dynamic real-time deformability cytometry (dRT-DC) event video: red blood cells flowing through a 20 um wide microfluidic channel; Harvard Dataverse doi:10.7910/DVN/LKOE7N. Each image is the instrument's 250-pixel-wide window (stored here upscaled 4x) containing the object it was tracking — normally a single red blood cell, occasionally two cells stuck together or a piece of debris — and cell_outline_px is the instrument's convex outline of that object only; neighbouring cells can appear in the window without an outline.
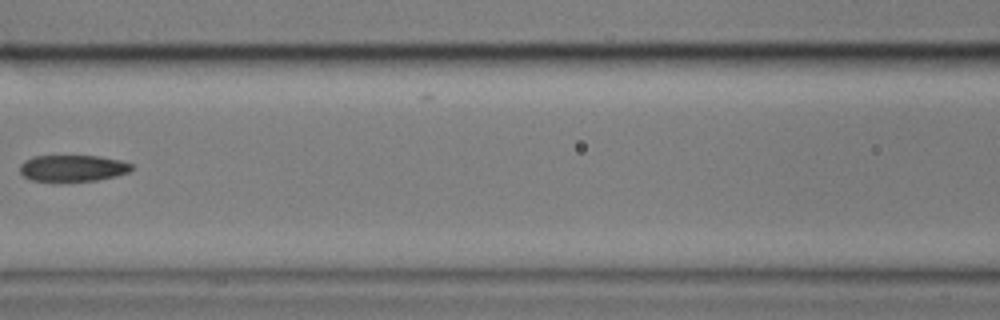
{"species": "common noctule bat (a hibernating species)", "species_latin": "Nyctalus noctula", "temperature_condition": "cold", "stored_images_in_passage": 7, "camera_frame_rate_fps": 3000, "um_per_image_px": 0.085, "animal": {"sex": "male", "body_mass_g": 17.9}, "frame": {"image": 1, "passage_image": 3, "time_ms": 2.333, "image_size_px": [1000, 320], "cell_outline_px": [[132, 168], [128, 172], [116, 176], [96, 180], [32, 180], [24, 176], [20, 172], [20, 164], [24, 160], [32, 156], [100, 156], [120, 160], [132, 164]], "centroid_in_image_um": [6.18, 14.27], "position_along_channel_um": 160.4, "area_um2": 16.94}}
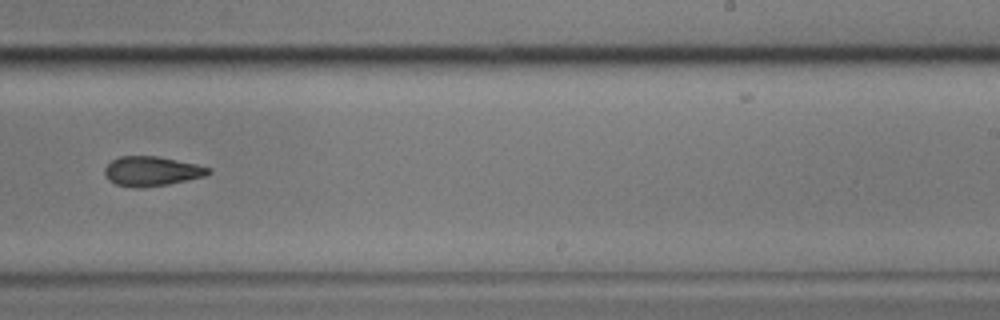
{"frame": {"image": 2, "passage_image": 6, "time_ms": 5.667, "image_size_px": [1000, 320], "cell_outline_px": [[212, 172], [204, 176], [168, 184], [136, 188], [116, 184], [108, 180], [104, 176], [104, 168], [112, 160], [120, 156], [156, 156], [196, 164], [212, 168]], "centroid_in_image_um": [12.87, 14.55], "position_along_channel_um": 276.1, "area_um2": 17.8}}
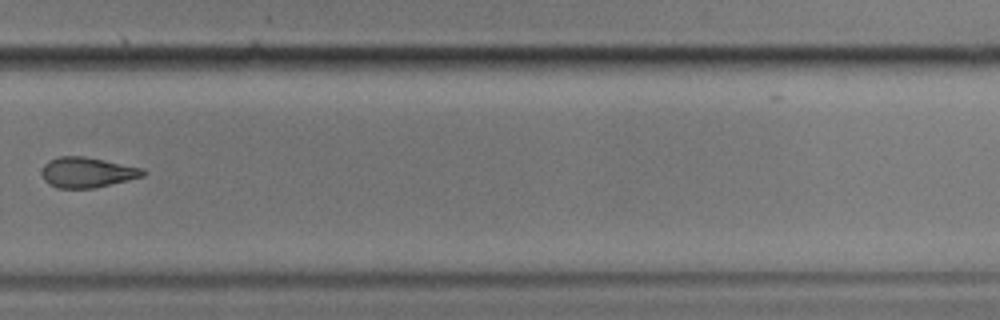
{"frame": {"image": 3, "passage_image": 7, "time_ms": 7.0, "image_size_px": [1000, 320], "cell_outline_px": [[148, 172], [144, 176], [96, 188], [56, 188], [48, 184], [44, 180], [40, 172], [44, 164], [48, 160], [60, 156], [84, 156], [144, 168]], "centroid_in_image_um": [7.4, 14.65], "position_along_channel_um": 322.4, "area_um2": 18.15}}